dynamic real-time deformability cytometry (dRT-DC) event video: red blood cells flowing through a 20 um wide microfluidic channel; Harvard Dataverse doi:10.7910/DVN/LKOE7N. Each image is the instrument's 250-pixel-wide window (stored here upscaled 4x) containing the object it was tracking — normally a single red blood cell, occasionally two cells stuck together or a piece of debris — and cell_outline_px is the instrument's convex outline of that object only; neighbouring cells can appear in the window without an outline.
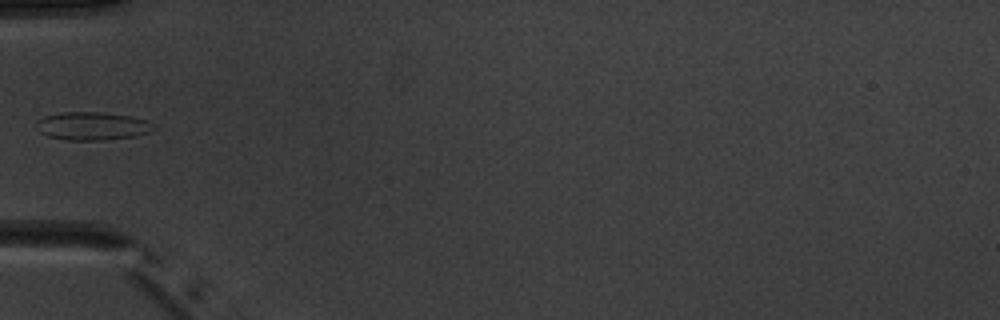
{"species": "common noctule bat (a hibernating species)", "species_latin": "Nyctalus noctula", "temperature_condition": "warm", "stored_images_in_passage": 5, "camera_frame_rate_fps": 3000, "um_per_image_px": 0.085, "animal": {"sex": "male", "body_mass_g": 20.1, "forearm_length_mm": 53.5}, "frame": {"image": 1, "passage_image": 5, "time_ms": 4.667, "image_size_px": [1000, 320], "cell_outline_px": [[156, 128], [148, 132], [136, 136], [104, 140], [64, 140], [48, 136], [40, 132], [36, 128], [40, 120], [44, 116], [64, 112], [96, 112], [128, 116], [144, 120], [156, 124]], "centroid_in_image_um": [7.86, 10.73], "position_along_channel_um": 77.1, "area_um2": 19.02}}